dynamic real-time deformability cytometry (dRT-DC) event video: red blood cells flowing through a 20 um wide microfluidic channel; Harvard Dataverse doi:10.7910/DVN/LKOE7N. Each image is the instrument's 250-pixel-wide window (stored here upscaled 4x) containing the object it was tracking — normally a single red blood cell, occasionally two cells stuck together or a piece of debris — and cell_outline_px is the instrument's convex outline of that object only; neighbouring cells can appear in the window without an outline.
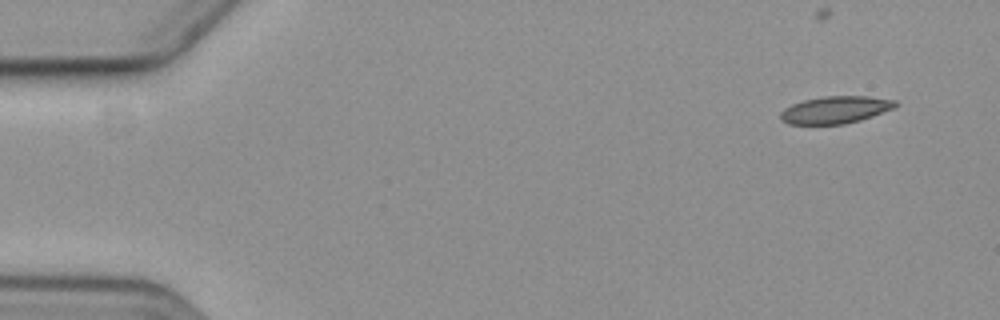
{"species": "common noctule bat (a hibernating species)", "species_latin": "Nyctalus noctula", "temperature_condition": "cold", "stored_images_in_passage": 5, "camera_frame_rate_fps": 3000, "um_per_image_px": 0.085, "animal": {"sex": "female", "body_mass_g": 19.3, "forearm_length_mm": 54.1}, "frame": {"image": 1, "passage_image": 1, "time_ms": 0.0, "image_size_px": [1000, 320], "cell_outline_px": [[900, 104], [892, 108], [872, 116], [860, 120], [844, 124], [788, 124], [780, 120], [780, 112], [784, 108], [792, 104], [804, 100], [824, 96], [868, 96], [896, 100]], "centroid_in_image_um": [70.99, 9.33], "position_along_channel_um": 14.0, "area_um2": 18.26}}